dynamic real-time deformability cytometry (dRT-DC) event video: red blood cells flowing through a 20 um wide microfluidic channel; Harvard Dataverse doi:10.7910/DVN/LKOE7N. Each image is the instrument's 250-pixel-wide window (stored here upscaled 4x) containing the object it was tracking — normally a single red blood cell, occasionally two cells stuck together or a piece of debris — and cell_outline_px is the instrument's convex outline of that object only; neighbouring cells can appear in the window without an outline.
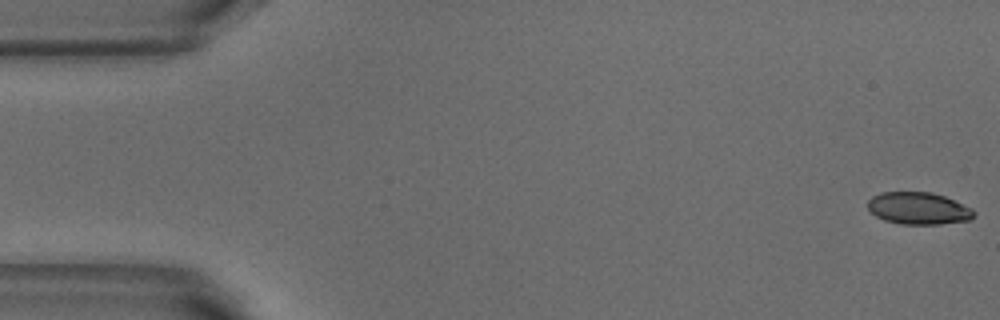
{"species": "common noctule bat (a hibernating species)", "species_latin": "Nyctalus noctula", "temperature_condition": "warm", "stored_images_in_passage": 52, "camera_frame_rate_fps": 3000, "um_per_image_px": 0.085, "animal": {"sex": "male", "body_mass_g": 18.8}, "frame": {"image": 1, "passage_image": 1, "time_ms": 0.0, "image_size_px": [1000, 320], "cell_outline_px": [[976, 216], [972, 220], [940, 224], [900, 224], [884, 220], [876, 216], [868, 208], [868, 200], [872, 196], [880, 192], [932, 192], [944, 196], [972, 208], [976, 212]], "centroid_in_image_um": [78.1, 17.71], "position_along_channel_um": 6.9, "area_um2": 20.06}}
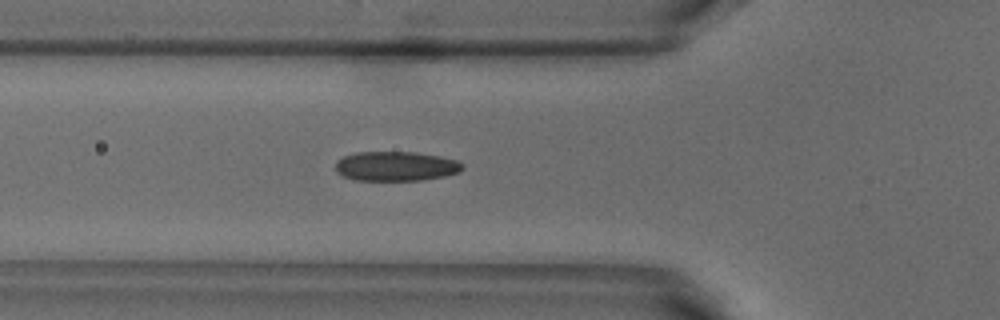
{"frame": {"image": 2, "passage_image": 18, "time_ms": 5.667, "image_size_px": [1000, 320], "cell_outline_px": [[464, 168], [460, 172], [444, 176], [424, 180], [356, 180], [344, 176], [336, 172], [336, 160], [344, 156], [356, 152], [416, 152], [440, 156], [456, 160], [464, 164]], "centroid_in_image_um": [33.67, 14.12], "position_along_channel_um": 92.1, "area_um2": 21.96}}
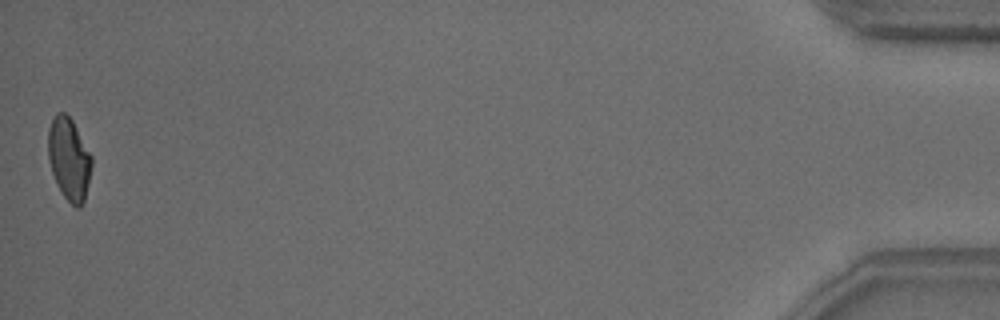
{"frame": {"image": 3, "passage_image": 52, "time_ms": 17.0, "image_size_px": [1000, 320], "cell_outline_px": [[92, 164], [88, 184], [84, 200], [80, 208], [76, 208], [64, 196], [52, 172], [48, 156], [48, 128], [56, 112], [64, 112], [72, 120], [92, 156]], "centroid_in_image_um": [5.87, 13.48], "position_along_channel_um": 429.3, "area_um2": 20.63}, "authors_computed_cell_mechanics": {"area_um2": 21.4727, "velocity_mm_per_s": 3.8288, "shape_relaxation_time_tau1_ms": 5.2915, "shape_relaxation_time_tau2_ms": 1.2844, "deformation_change_tau1": 0.1593, "deformation_change_tau2": 0.0622}}